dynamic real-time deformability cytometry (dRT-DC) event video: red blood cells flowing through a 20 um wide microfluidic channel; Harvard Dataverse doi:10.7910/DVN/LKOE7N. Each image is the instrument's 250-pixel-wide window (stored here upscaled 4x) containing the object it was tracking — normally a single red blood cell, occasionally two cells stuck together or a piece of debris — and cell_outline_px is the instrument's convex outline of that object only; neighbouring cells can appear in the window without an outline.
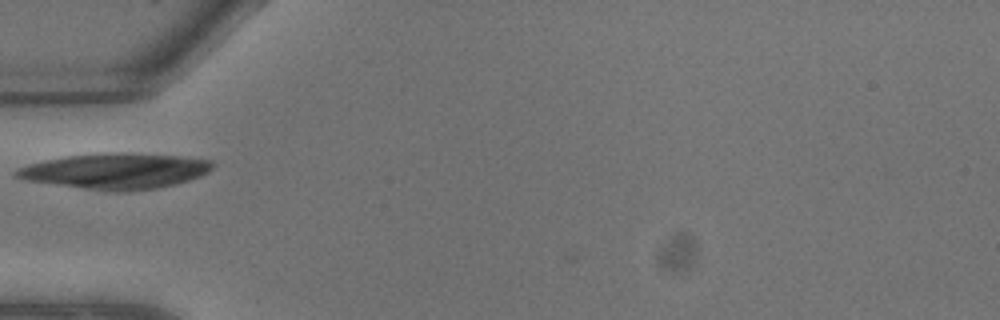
{"species": "common noctule bat (a hibernating species)", "species_latin": "Nyctalus noctula", "temperature_condition": "warm", "stored_images_in_passage": 5, "camera_frame_rate_fps": 3000, "um_per_image_px": 0.085, "animal": {"sex": "male", "body_mass_g": 13.3}, "frame": {"image": 1, "passage_image": 3, "time_ms": 0.667, "image_size_px": [1000, 320], "cell_outline_px": [[216, 164], [208, 172], [200, 176], [176, 184], [156, 188], [124, 192], [112, 192], [24, 180], [12, 176], [12, 172], [16, 168], [28, 164], [44, 160], [68, 156], [176, 156], [212, 160]], "centroid_in_image_um": [9.77, 14.6], "position_along_channel_um": 75.2, "area_um2": 39.19}}